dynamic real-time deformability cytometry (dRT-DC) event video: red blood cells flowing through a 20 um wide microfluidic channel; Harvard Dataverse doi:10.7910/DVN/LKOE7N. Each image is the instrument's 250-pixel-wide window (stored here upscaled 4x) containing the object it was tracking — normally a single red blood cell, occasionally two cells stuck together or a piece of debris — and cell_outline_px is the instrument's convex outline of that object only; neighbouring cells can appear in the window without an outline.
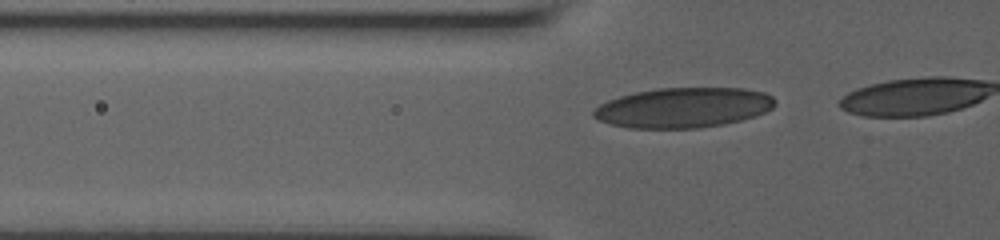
{"species": "human", "species_latin": "Homo sapiens", "temperature_condition": "room temperature", "stored_images_in_passage": 4, "camera_frame_rate_fps": 3000, "um_per_image_px": 0.085, "donor": {"sex": "male"}, "frame": {"image": 1, "passage_image": 2, "time_ms": 0.333, "image_size_px": [1000, 240], "cell_outline_px": [[776, 104], [772, 108], [756, 116], [724, 124], [700, 128], [628, 128], [612, 124], [600, 120], [592, 116], [592, 112], [600, 104], [608, 100], [620, 96], [636, 92], [656, 88], [744, 88], [764, 92], [772, 96], [776, 100]], "centroid_in_image_um": [58.11, 9.15], "position_along_channel_um": 67.7, "area_um2": 42.43}}